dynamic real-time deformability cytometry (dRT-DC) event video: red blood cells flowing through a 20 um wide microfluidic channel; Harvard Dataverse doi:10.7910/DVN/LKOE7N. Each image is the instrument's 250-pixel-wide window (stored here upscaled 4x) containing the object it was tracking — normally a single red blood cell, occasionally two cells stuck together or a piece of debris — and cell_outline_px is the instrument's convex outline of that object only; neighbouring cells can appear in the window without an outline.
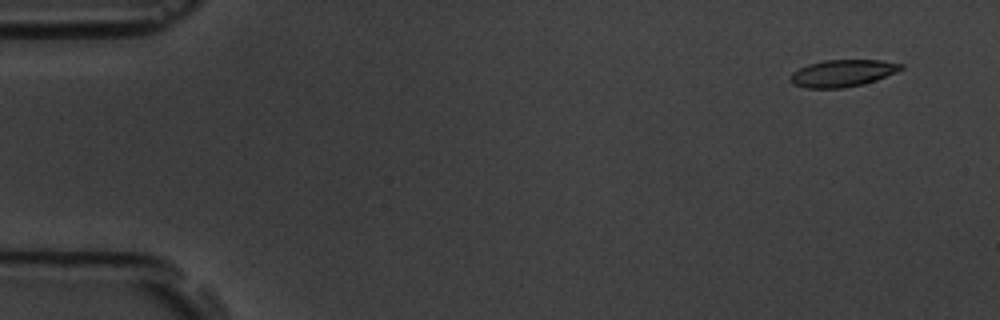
{"species": "common noctule bat (a hibernating species)", "species_latin": "Nyctalus noctula", "temperature_condition": "room temperature", "stored_images_in_passage": 6, "camera_frame_rate_fps": 3000, "um_per_image_px": 0.085, "animal": {"sex": "male", "body_mass_g": 19.5, "forearm_length_mm": 54.6}, "frame": {"image": 1, "passage_image": 1, "time_ms": 0.0, "image_size_px": [1000, 320], "cell_outline_px": [[904, 68], [896, 72], [876, 80], [864, 84], [844, 88], [808, 88], [792, 84], [788, 80], [792, 72], [808, 64], [824, 60], [880, 60], [904, 64]], "centroid_in_image_um": [71.61, 6.22], "position_along_channel_um": 13.4, "area_um2": 17.51}}
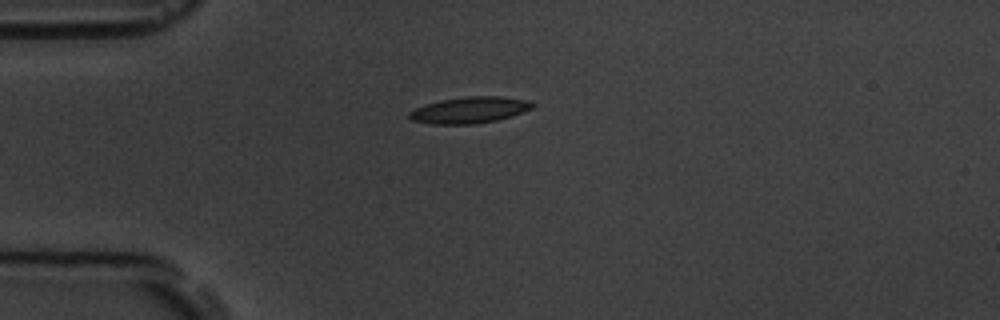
{"frame": {"image": 2, "passage_image": 4, "time_ms": 3.667, "image_size_px": [1000, 320], "cell_outline_px": [[536, 104], [532, 108], [512, 116], [496, 120], [476, 124], [432, 124], [412, 120], [408, 116], [408, 112], [424, 104], [440, 100], [468, 96], [500, 96], [528, 100]], "centroid_in_image_um": [39.91, 9.35], "position_along_channel_um": 45.1, "area_um2": 18.96}}
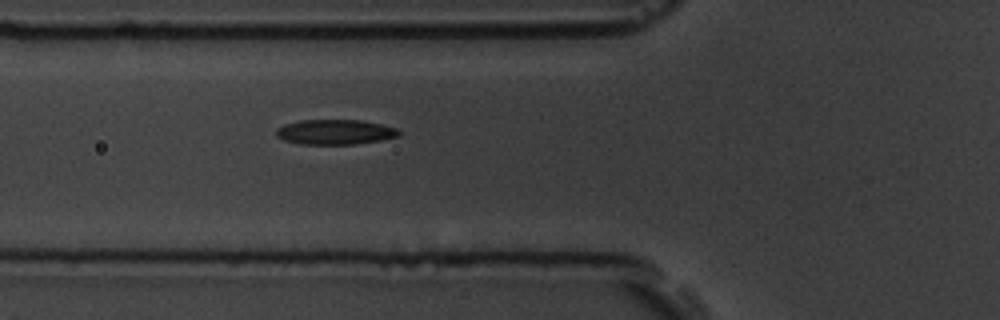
{"frame": {"image": 3, "passage_image": 6, "time_ms": 5.667, "image_size_px": [1000, 320], "cell_outline_px": [[400, 136], [380, 140], [356, 144], [300, 144], [284, 140], [276, 136], [276, 128], [284, 124], [300, 120], [364, 120], [396, 128], [400, 132]], "centroid_in_image_um": [28.46, 11.22], "position_along_channel_um": 97.3, "area_um2": 17.92}}